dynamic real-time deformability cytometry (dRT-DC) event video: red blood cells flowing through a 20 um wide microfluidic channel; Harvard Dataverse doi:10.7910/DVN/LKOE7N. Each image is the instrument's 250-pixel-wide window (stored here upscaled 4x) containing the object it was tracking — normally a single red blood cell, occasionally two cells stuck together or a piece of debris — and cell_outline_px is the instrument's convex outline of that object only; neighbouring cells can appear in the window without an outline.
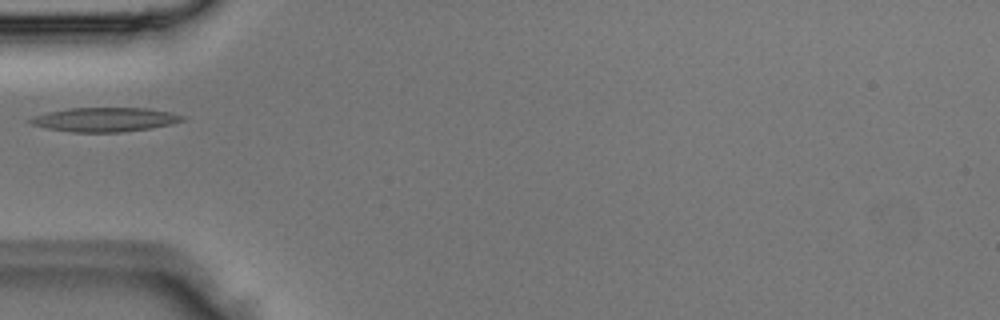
{"species": "Egyptian fruit bat (a non-hibernating species)", "species_latin": "Rousettus aegyptiacus", "temperature_condition": "room temperature", "stored_images_in_passage": 1, "camera_frame_rate_fps": 3000, "um_per_image_px": 0.085, "animal": {"sex": "male"}, "frame": {"image": 1, "passage_image": 1, "time_ms": 0.0, "image_size_px": [1000, 320], "cell_outline_px": [[184, 120], [172, 124], [152, 128], [120, 132], [72, 132], [48, 128], [32, 124], [28, 120], [36, 116], [48, 112], [68, 108], [148, 108], [172, 112], [184, 116]], "centroid_in_image_um": [8.97, 10.16], "position_along_channel_um": 76.0, "area_um2": 21.27}}